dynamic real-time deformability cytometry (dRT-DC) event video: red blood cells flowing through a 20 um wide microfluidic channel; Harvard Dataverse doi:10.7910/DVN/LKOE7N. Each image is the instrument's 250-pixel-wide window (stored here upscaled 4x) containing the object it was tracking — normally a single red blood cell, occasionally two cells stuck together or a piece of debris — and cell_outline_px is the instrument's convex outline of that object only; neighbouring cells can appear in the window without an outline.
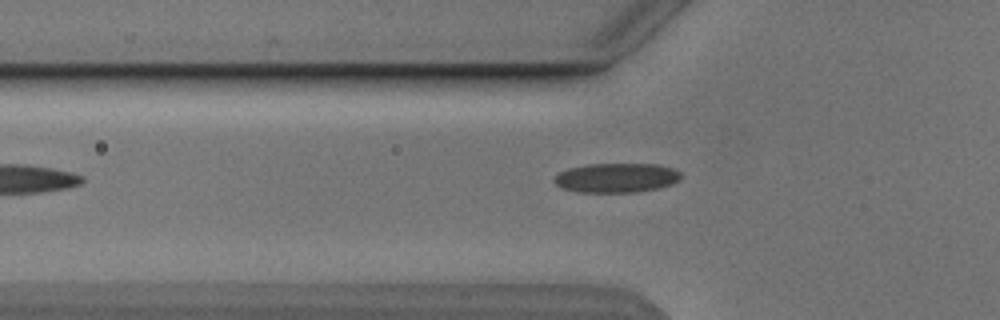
{"species": "Egyptian fruit bat (a non-hibernating species)", "species_latin": "Rousettus aegyptiacus", "temperature_condition": "cold", "stored_images_in_passage": 3, "camera_frame_rate_fps": 3000, "um_per_image_px": 0.085, "animal": {"sex": "male"}, "frame": {"image": 1, "passage_image": 3, "time_ms": 2.333, "image_size_px": [1000, 320], "cell_outline_px": [[680, 180], [672, 184], [660, 188], [636, 192], [576, 192], [560, 188], [552, 180], [560, 172], [568, 168], [588, 164], [656, 164], [672, 168], [680, 172]], "centroid_in_image_um": [52.38, 15.12], "position_along_channel_um": 73.4, "area_um2": 21.85}}